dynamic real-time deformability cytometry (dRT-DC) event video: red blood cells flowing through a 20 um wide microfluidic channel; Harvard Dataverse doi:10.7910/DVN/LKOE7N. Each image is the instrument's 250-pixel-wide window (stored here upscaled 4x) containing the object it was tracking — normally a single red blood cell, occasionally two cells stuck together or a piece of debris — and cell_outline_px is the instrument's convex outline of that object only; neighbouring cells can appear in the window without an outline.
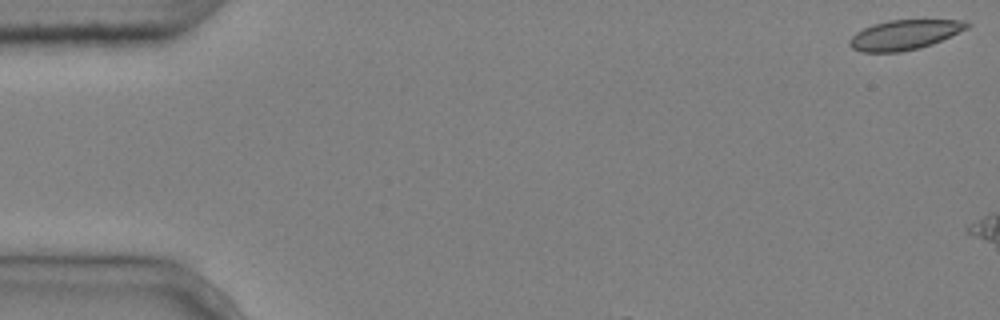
{"species": "common noctule bat (a hibernating species)", "species_latin": "Nyctalus noctula", "temperature_condition": "cold", "stored_images_in_passage": 2, "camera_frame_rate_fps": 3000, "um_per_image_px": 0.085, "animal": {"sex": "male", "body_mass_g": 20.4}, "frame": {"image": 1, "passage_image": 1, "time_ms": 0.0, "image_size_px": [1000, 320], "cell_outline_px": [[972, 24], [968, 28], [932, 44], [920, 48], [900, 52], [860, 52], [852, 48], [848, 44], [848, 40], [856, 32], [864, 28], [888, 20], [964, 20]], "centroid_in_image_um": [76.87, 2.96], "position_along_channel_um": 8.1, "area_um2": 20.35}}